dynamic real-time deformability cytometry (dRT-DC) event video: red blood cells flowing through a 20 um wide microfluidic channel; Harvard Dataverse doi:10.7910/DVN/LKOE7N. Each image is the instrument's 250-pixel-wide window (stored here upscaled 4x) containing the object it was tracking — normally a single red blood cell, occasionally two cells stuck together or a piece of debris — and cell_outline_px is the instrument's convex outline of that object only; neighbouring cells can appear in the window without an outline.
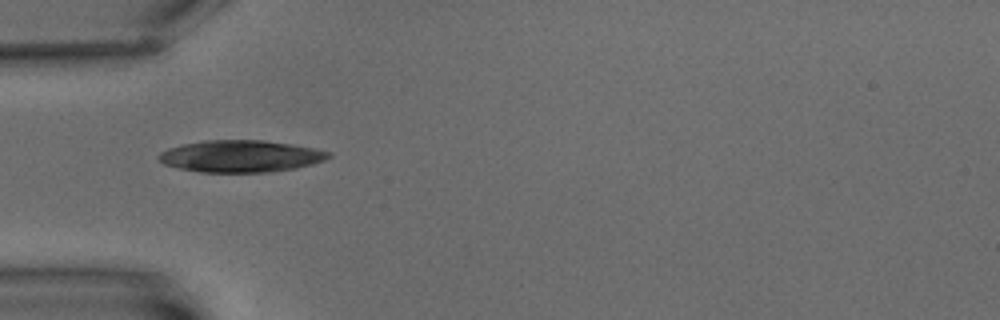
{"species": "common noctule bat (a hibernating species)", "species_latin": "Nyctalus noctula", "temperature_condition": "warm", "stored_images_in_passage": 6, "camera_frame_rate_fps": 3000, "um_per_image_px": 0.085, "animal": {"sex": "male", "body_mass_g": 15.6}, "frame": {"image": 1, "passage_image": 5, "time_ms": 4.667, "image_size_px": [1000, 320], "cell_outline_px": [[332, 156], [324, 160], [312, 164], [296, 168], [272, 172], [200, 172], [180, 168], [164, 164], [156, 156], [160, 152], [168, 148], [180, 144], [204, 140], [264, 140], [292, 144], [332, 152]], "centroid_in_image_um": [20.45, 13.27], "position_along_channel_um": 64.5, "area_um2": 31.73}}
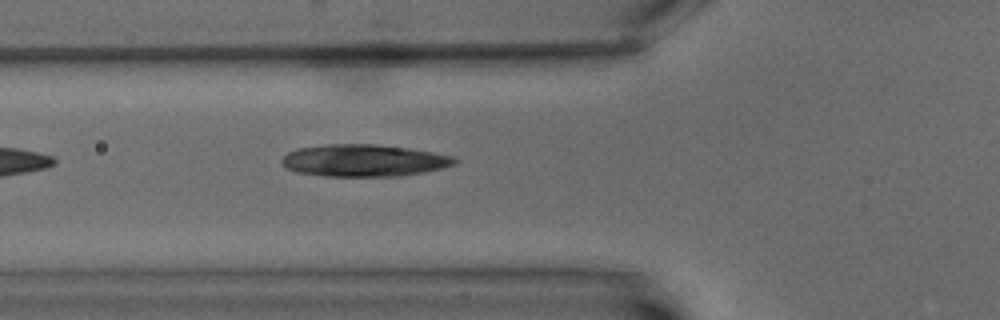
{"frame": {"image": 2, "passage_image": 6, "time_ms": 5.667, "image_size_px": [1000, 320], "cell_outline_px": [[460, 160], [456, 164], [444, 168], [424, 172], [396, 176], [324, 176], [296, 172], [280, 164], [280, 160], [288, 152], [296, 148], [328, 144], [376, 144], [408, 148], [432, 152], [452, 156]], "centroid_in_image_um": [30.92, 13.64], "position_along_channel_um": 94.9, "area_um2": 32.48}}